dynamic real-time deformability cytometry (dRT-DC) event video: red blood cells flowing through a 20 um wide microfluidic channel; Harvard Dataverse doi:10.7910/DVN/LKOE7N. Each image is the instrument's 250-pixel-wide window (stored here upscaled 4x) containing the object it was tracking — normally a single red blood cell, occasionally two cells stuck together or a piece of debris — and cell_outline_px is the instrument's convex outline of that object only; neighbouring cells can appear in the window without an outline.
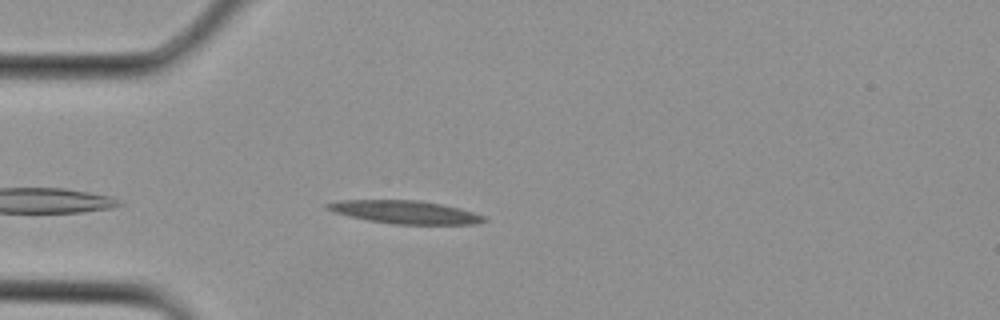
{"species": "Egyptian fruit bat (a non-hibernating species)", "species_latin": "Rousettus aegyptiacus", "temperature_condition": "cold", "stored_images_in_passage": 27, "camera_frame_rate_fps": 3000, "um_per_image_px": 0.085, "animal": {"sex": "female"}, "frame": {"image": 1, "passage_image": 4, "time_ms": 1.0, "image_size_px": [1000, 320], "cell_outline_px": [[488, 220], [476, 224], [396, 224], [368, 220], [332, 212], [324, 208], [324, 204], [340, 200], [416, 200], [440, 204], [460, 208], [484, 216]], "centroid_in_image_um": [34.4, 18.03], "position_along_channel_um": 50.6, "area_um2": 20.92}}
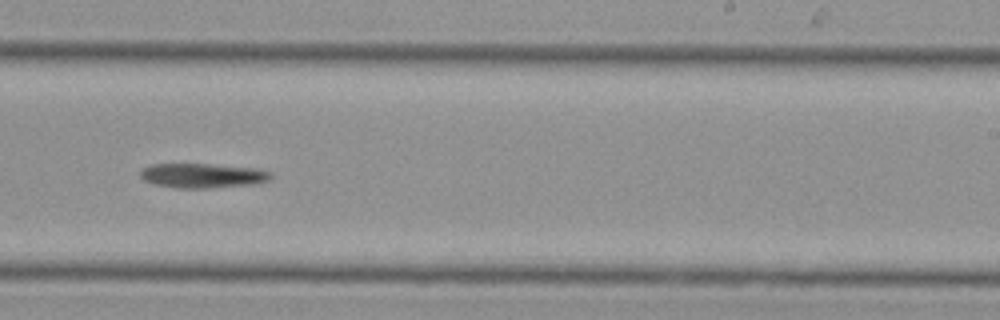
{"frame": {"image": 2, "passage_image": 15, "time_ms": 4.667, "image_size_px": [1000, 320], "cell_outline_px": [[272, 176], [268, 180], [252, 184], [204, 188], [180, 188], [152, 184], [144, 180], [140, 176], [140, 172], [144, 168], [152, 164], [212, 164], [256, 168], [272, 172]], "centroid_in_image_um": [17.21, 14.92], "position_along_channel_um": 271.8, "area_um2": 18.55}}
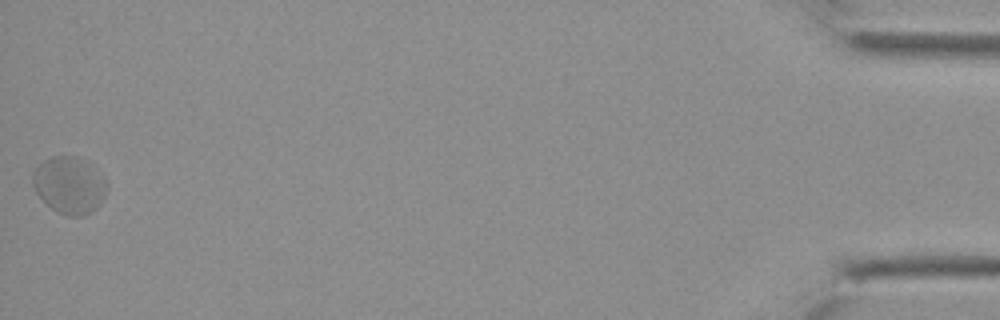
{"frame": {"image": 3, "passage_image": 27, "time_ms": 8.667, "image_size_px": [1000, 320], "cell_outline_px": [[108, 188], [100, 204], [96, 208], [84, 216], [68, 216], [52, 208], [36, 192], [32, 184], [32, 176], [36, 168], [44, 160], [52, 156], [72, 156], [84, 160], [108, 184]], "centroid_in_image_um": [5.88, 15.75], "position_along_channel_um": 429.3, "area_um2": 24.04}}